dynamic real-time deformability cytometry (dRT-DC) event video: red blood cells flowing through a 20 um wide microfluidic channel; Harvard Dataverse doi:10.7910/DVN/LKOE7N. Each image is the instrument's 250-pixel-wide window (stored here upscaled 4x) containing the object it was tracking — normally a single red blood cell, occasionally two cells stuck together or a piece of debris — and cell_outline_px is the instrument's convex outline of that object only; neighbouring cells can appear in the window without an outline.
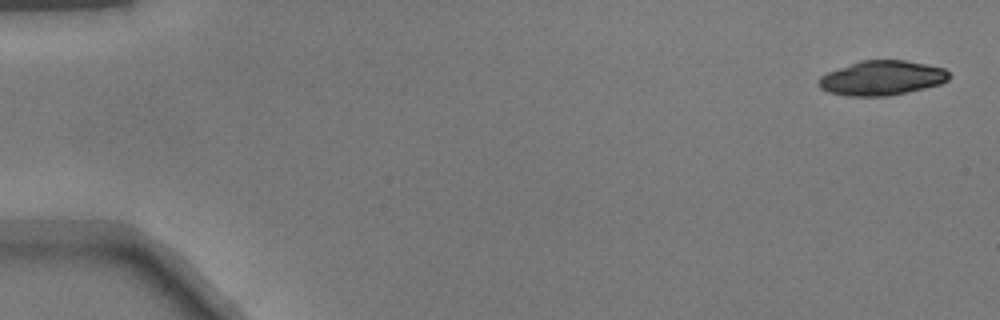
{"species": "common noctule bat (a hibernating species)", "species_latin": "Nyctalus noctula", "temperature_condition": "warm", "stored_images_in_passage": 13, "camera_frame_rate_fps": 3000, "um_per_image_px": 0.085, "animal": {"sex": "male", "body_mass_g": 17.9}, "frame": {"image": 1, "passage_image": 1, "time_ms": 0.0, "image_size_px": [1000, 320], "cell_outline_px": [[948, 80], [940, 84], [924, 88], [888, 96], [848, 96], [828, 92], [820, 88], [816, 84], [816, 80], [820, 76], [828, 72], [860, 60], [904, 60], [944, 68], [948, 72]], "centroid_in_image_um": [74.9, 6.63], "position_along_channel_um": 10.1, "area_um2": 26.24}}